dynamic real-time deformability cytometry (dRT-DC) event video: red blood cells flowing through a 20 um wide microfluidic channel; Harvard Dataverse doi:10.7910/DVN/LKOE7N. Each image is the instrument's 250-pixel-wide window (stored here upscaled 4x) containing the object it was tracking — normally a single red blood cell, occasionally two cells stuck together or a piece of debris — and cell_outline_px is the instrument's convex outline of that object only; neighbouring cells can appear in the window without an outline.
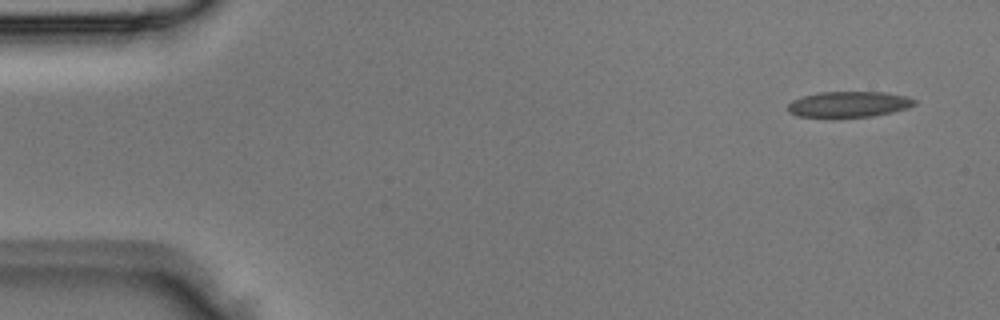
{"species": "Egyptian fruit bat (a non-hibernating species)", "species_latin": "Rousettus aegyptiacus", "temperature_condition": "room temperature", "stored_images_in_passage": 5, "camera_frame_rate_fps": 3000, "um_per_image_px": 0.085, "animal": {"sex": "male"}, "frame": {"image": 1, "passage_image": 1, "time_ms": 0.0, "image_size_px": [1000, 320], "cell_outline_px": [[916, 104], [908, 108], [892, 112], [872, 116], [832, 120], [796, 116], [788, 112], [788, 104], [792, 100], [804, 96], [820, 92], [884, 92], [908, 96], [916, 100]], "centroid_in_image_um": [72.11, 8.91], "position_along_channel_um": 12.9, "area_um2": 19.88}}